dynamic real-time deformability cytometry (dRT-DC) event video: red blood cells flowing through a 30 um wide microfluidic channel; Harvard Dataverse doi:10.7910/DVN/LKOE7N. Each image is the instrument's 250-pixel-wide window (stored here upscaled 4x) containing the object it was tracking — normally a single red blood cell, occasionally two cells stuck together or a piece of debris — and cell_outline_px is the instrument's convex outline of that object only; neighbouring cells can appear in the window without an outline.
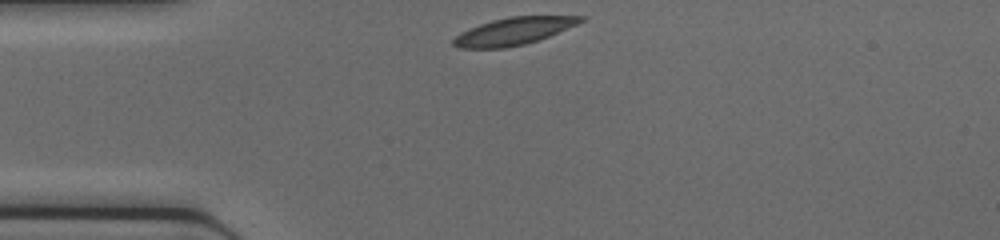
{"species": "common noctule bat (a hibernating species)", "species_latin": "Nyctalus noctula", "temperature_condition": "cold", "stored_images_in_passage": 28, "camera_frame_rate_fps": 3000, "um_per_image_px": 0.085, "animal": {"sex": "female", "body_mass_g": 17.0, "forearm_length_mm": 48.0}, "frame": {"image": 1, "passage_image": 1, "time_ms": 0.0, "image_size_px": [1000, 240], "cell_outline_px": [[584, 20], [576, 24], [548, 36], [524, 44], [504, 48], [460, 48], [452, 44], [452, 40], [460, 32], [468, 28], [492, 20], [508, 16], [584, 16]], "centroid_in_image_um": [43.59, 2.65], "position_along_channel_um": 41.4, "area_um2": 20.0}}
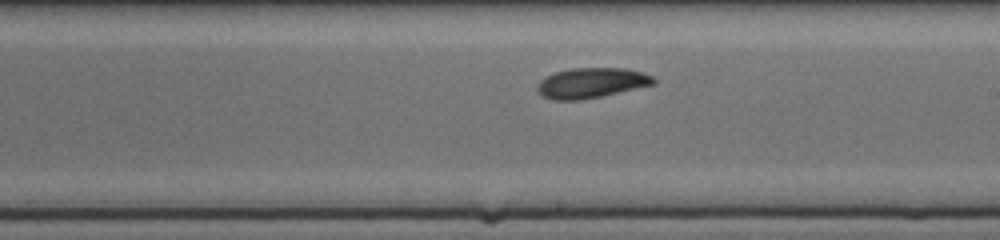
{"frame": {"image": 2, "passage_image": 16, "time_ms": 5.0, "image_size_px": [1000, 240], "cell_outline_px": [[656, 84], [600, 96], [580, 100], [552, 100], [544, 96], [536, 88], [536, 84], [540, 80], [556, 72], [572, 68], [624, 68], [644, 72], [652, 76], [656, 80]], "centroid_in_image_um": [50.29, 7.04], "position_along_channel_um": 238.7, "area_um2": 20.35}}
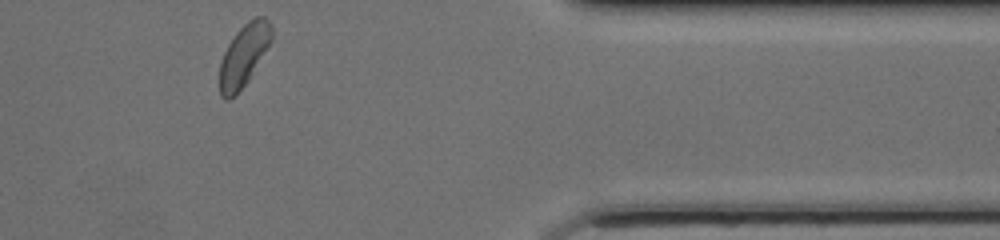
{"frame": {"image": 3, "passage_image": 28, "time_ms": 9.0, "image_size_px": [1000, 240], "cell_outline_px": [[272, 40], [248, 80], [228, 100], [224, 100], [220, 96], [220, 60], [228, 44], [236, 32], [248, 20], [256, 16], [264, 16], [268, 20], [272, 28]], "centroid_in_image_um": [20.72, 4.66], "position_along_channel_um": 390.7, "area_um2": 18.5}}